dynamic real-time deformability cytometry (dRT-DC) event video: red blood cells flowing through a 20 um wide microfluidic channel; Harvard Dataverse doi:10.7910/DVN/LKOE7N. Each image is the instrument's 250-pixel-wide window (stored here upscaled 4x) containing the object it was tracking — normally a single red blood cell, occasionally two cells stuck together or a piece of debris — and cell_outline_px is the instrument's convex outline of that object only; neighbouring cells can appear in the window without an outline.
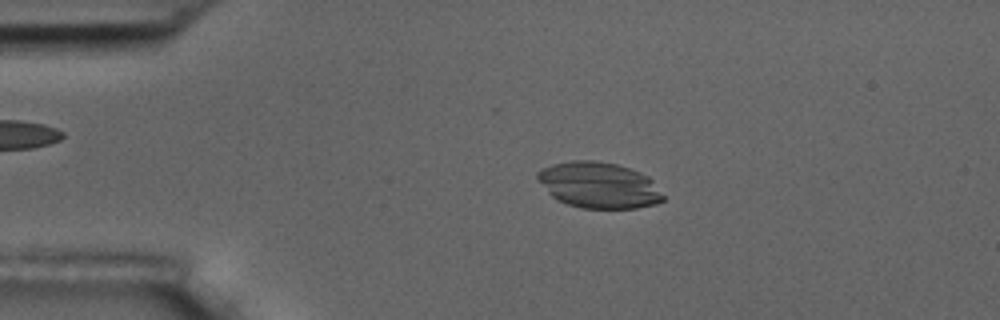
{"species": "common noctule bat (a hibernating species)", "species_latin": "Nyctalus noctula", "temperature_condition": "room temperature", "stored_images_in_passage": 4, "camera_frame_rate_fps": 3000, "um_per_image_px": 0.085, "animal": {"sex": "male", "body_mass_g": 17.5, "forearm_length_mm": 52.3}, "frame": {"image": 1, "passage_image": 3, "time_ms": 2.333, "image_size_px": [1000, 320], "cell_outline_px": [[664, 200], [656, 204], [636, 208], [580, 208], [556, 200], [548, 192], [536, 176], [536, 172], [540, 168], [552, 164], [572, 160], [596, 160], [616, 164], [640, 172], [648, 176], [652, 180], [664, 196]], "centroid_in_image_um": [50.89, 15.73], "position_along_channel_um": 34.1, "area_um2": 33.76}}